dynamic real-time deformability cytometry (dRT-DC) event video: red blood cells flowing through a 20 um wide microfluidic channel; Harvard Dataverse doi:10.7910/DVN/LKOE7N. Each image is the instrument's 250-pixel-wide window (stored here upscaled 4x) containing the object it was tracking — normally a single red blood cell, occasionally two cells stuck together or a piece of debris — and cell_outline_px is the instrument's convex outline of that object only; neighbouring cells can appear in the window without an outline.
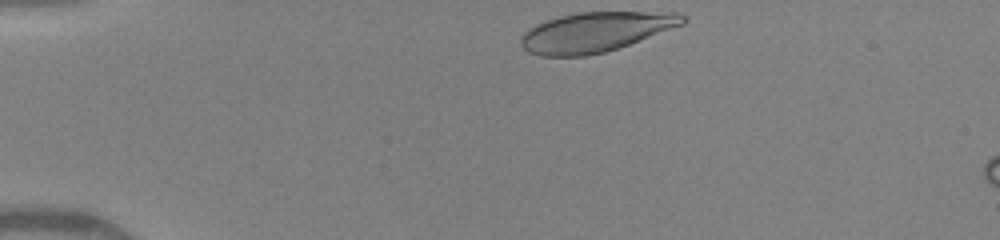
{"species": "human", "species_latin": "Homo sapiens", "temperature_condition": "warm", "stored_images_in_passage": 24, "camera_frame_rate_fps": 3000, "um_per_image_px": 0.085, "donor": {"sex": "female"}, "frame": {"image": 1, "passage_image": 1, "time_ms": 0.0, "image_size_px": [1000, 240], "cell_outline_px": [[688, 20], [684, 24], [628, 44], [604, 52], [584, 56], [540, 56], [528, 52], [520, 44], [520, 40], [524, 32], [528, 28], [536, 24], [560, 16], [576, 12], [680, 12]], "centroid_in_image_um": [50.61, 2.71], "position_along_channel_um": 34.4, "area_um2": 37.34}}
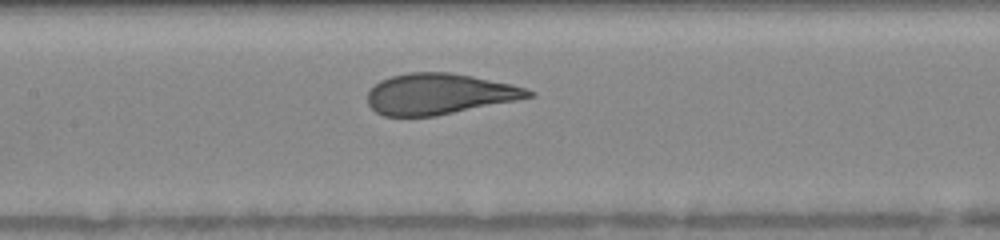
{"frame": {"image": 2, "passage_image": 11, "time_ms": 4.667, "image_size_px": [1000, 240], "cell_outline_px": [[536, 96], [436, 116], [384, 116], [376, 112], [368, 104], [368, 92], [380, 80], [392, 76], [408, 72], [448, 72], [472, 76], [512, 84], [536, 92]], "centroid_in_image_um": [37.34, 7.98], "position_along_channel_um": 170.1, "area_um2": 38.21}}
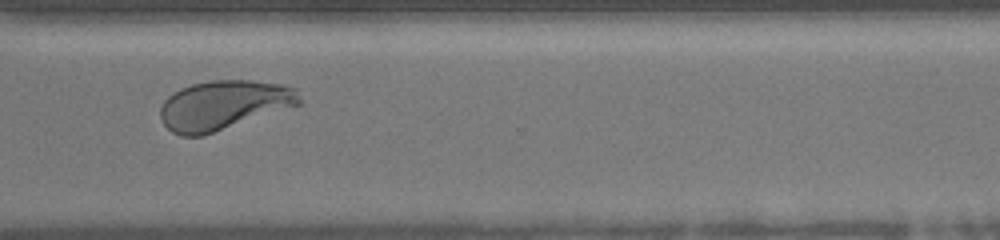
{"frame": {"image": 3, "passage_image": 20, "time_ms": 9.0, "image_size_px": [1000, 240], "cell_outline_px": [[300, 104], [204, 136], [180, 136], [172, 132], [160, 120], [160, 108], [164, 100], [172, 92], [180, 88], [192, 84], [212, 80], [252, 80], [288, 84], [296, 88], [300, 100]], "centroid_in_image_um": [18.99, 8.93], "position_along_channel_um": 351.6, "area_um2": 40.29}, "authors_computed_cell_mechanics": {"area_um2": 39.4196, "velocity_mm_per_s": 4.2034, "shape_relaxation_time_tau1_ms": 2.5668, "shape_relaxation_time_tau2_ms": null, "deformation_change_tau1": 0.1665, "deformation_change_tau2": null}}